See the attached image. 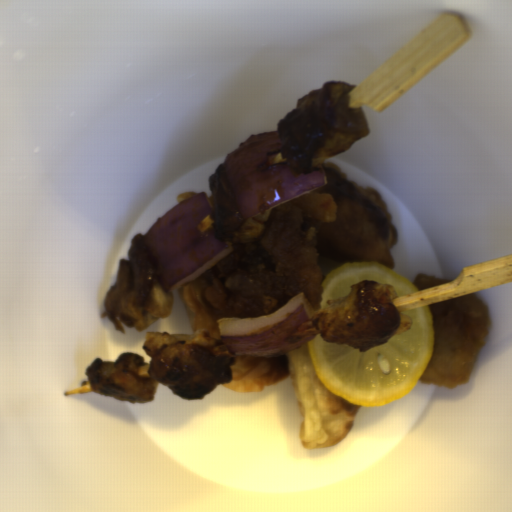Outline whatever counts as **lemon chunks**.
<instances>
[{
  "label": "lemon chunks",
  "instance_id": "ac8584b7",
  "mask_svg": "<svg viewBox=\"0 0 512 512\" xmlns=\"http://www.w3.org/2000/svg\"><path fill=\"white\" fill-rule=\"evenodd\" d=\"M361 280H376L381 284H392L398 298L419 290L411 281L380 263L361 261L341 263L324 278L321 284L323 294L320 310L328 308L329 300L349 295L352 286Z\"/></svg>",
  "mask_w": 512,
  "mask_h": 512
},
{
  "label": "lemon chunks",
  "instance_id": "e0be4373",
  "mask_svg": "<svg viewBox=\"0 0 512 512\" xmlns=\"http://www.w3.org/2000/svg\"><path fill=\"white\" fill-rule=\"evenodd\" d=\"M401 314L410 317L412 327L367 351L326 342L317 333L307 346L322 384L337 397L370 408L408 395L430 362L435 328L428 305Z\"/></svg>",
  "mask_w": 512,
  "mask_h": 512
}]
</instances>
